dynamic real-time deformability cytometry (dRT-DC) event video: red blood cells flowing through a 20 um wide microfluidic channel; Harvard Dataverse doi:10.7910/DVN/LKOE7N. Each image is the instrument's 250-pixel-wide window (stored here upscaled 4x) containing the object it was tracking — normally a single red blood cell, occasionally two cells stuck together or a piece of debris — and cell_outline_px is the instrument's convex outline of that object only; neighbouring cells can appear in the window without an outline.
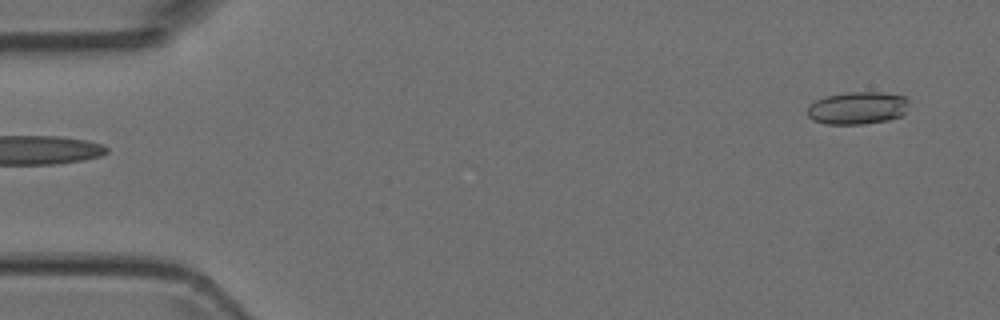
{"species": "Egyptian fruit bat (a non-hibernating species)", "species_latin": "Rousettus aegyptiacus", "temperature_condition": "room temperature", "stored_images_in_passage": 5, "segment_of_instrument_passage": [2, 2], "camera_frame_rate_fps": 3000, "um_per_image_px": 0.085, "animal": {"sex": "female"}, "frame": {"image": 1, "passage_image": 5, "time_ms": 1.333, "image_size_px": [1000, 320], "cell_outline_px": [[908, 100], [904, 112], [900, 116], [888, 120], [864, 124], [828, 124], [812, 120], [808, 116], [808, 104], [824, 96], [848, 92], [884, 92], [904, 96]], "centroid_in_image_um": [72.85, 9.17], "position_along_channel_um": 12.1, "area_um2": 19.31}}